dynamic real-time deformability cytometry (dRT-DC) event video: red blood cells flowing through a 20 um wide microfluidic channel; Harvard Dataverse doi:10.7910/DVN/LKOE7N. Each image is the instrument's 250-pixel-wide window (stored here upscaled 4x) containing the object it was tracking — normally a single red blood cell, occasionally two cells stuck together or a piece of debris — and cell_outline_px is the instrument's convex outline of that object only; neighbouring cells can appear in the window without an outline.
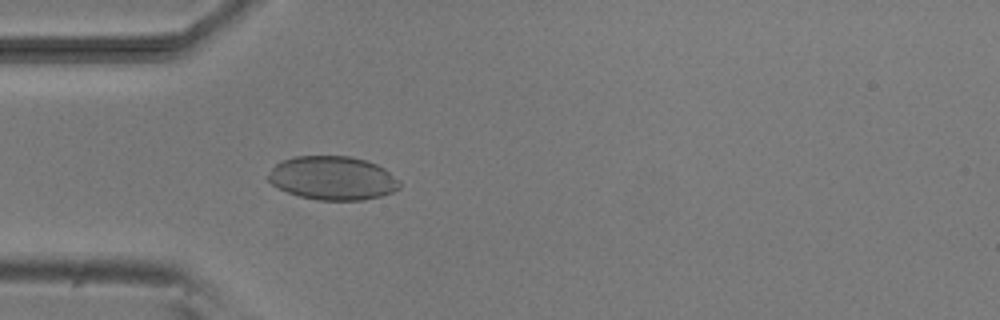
{"species": "common noctule bat (a hibernating species)", "species_latin": "Nyctalus noctula", "temperature_condition": "room temperature", "stored_images_in_passage": 4, "camera_frame_rate_fps": 3000, "um_per_image_px": 0.085, "animal": {"sex": "male", "body_mass_g": 20.5, "forearm_length_mm": 52.5}, "frame": {"image": 1, "passage_image": 4, "time_ms": 4.333, "image_size_px": [1000, 320], "cell_outline_px": [[400, 188], [392, 192], [380, 196], [364, 200], [316, 200], [300, 196], [288, 192], [272, 184], [268, 180], [268, 176], [272, 168], [280, 160], [292, 156], [352, 156], [376, 164], [384, 168], [400, 180]], "centroid_in_image_um": [28.28, 15.13], "position_along_channel_um": 56.7, "area_um2": 33.52}}